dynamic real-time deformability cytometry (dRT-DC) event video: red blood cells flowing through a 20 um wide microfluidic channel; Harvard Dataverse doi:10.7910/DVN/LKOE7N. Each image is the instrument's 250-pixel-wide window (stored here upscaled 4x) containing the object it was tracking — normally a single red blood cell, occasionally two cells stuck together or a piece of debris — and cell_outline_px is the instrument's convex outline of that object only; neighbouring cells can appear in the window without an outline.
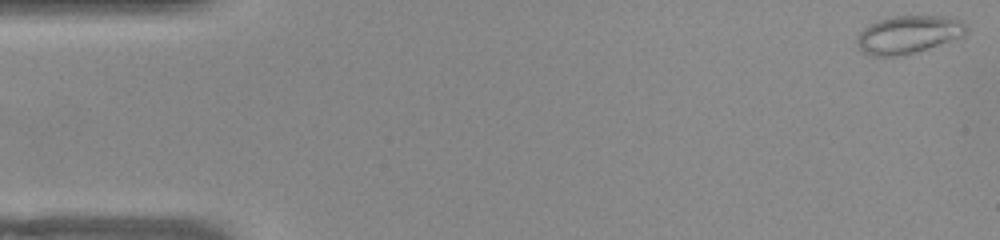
{"species": "common noctule bat (a hibernating species)", "species_latin": "Nyctalus noctula", "temperature_condition": "warm", "stored_images_in_passage": 52, "camera_frame_rate_fps": 3000, "um_per_image_px": 0.085, "animal": {"sex": "female", "body_mass_g": 22.0, "forearm_length_mm": 56.7}, "frame": {"image": 1, "passage_image": 1, "time_ms": 0.0, "image_size_px": [1000, 240], "cell_outline_px": [[968, 28], [964, 36], [904, 56], [872, 56], [864, 52], [856, 44], [856, 40], [860, 32], [868, 24], [880, 20], [896, 16], [944, 16], [960, 20]], "centroid_in_image_um": [77.2, 2.94], "position_along_channel_um": 7.8, "area_um2": 24.04}}
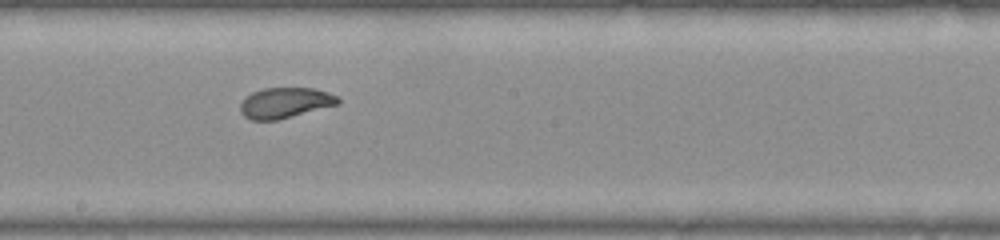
{"frame": {"image": 2, "passage_image": 28, "time_ms": 9.0, "image_size_px": [1000, 240], "cell_outline_px": [[340, 104], [276, 120], [252, 120], [244, 116], [240, 112], [240, 104], [252, 92], [264, 88], [312, 88], [328, 92], [336, 96], [340, 100]], "centroid_in_image_um": [24.24, 8.74], "position_along_channel_um": 224.0, "area_um2": 17.22}}
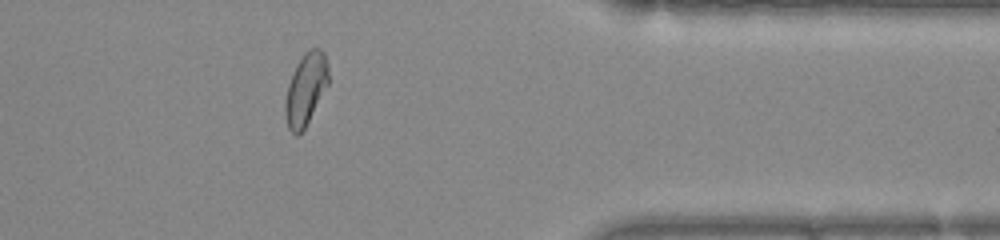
{"frame": {"image": 3, "passage_image": 42, "time_ms": 13.667, "image_size_px": [1000, 240], "cell_outline_px": [[328, 84], [304, 128], [296, 136], [288, 128], [284, 116], [284, 104], [288, 84], [296, 64], [304, 52], [308, 48], [320, 48], [324, 52], [328, 64]], "centroid_in_image_um": [25.97, 7.54], "position_along_channel_um": 385.4, "area_um2": 18.09}, "authors_computed_cell_mechanics": {"area_um2": 18.785, "velocity_mm_per_s": 3.8692, "shape_relaxation_time_tau1_ms": null, "shape_relaxation_time_tau2_ms": 1.0841, "deformation_change_tau1": null, "deformation_change_tau2": 0.0618}}